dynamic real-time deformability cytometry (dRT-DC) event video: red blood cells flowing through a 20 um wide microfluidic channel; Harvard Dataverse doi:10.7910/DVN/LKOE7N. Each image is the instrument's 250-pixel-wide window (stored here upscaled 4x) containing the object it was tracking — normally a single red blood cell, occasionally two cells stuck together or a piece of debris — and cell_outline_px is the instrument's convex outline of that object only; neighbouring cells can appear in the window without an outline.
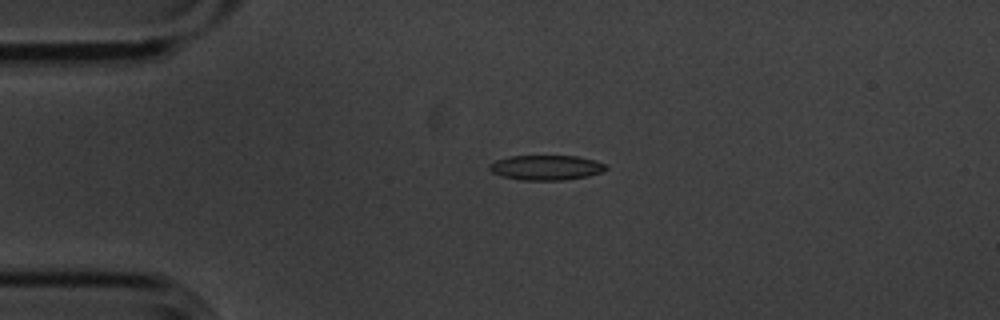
{"species": "common noctule bat (a hibernating species)", "species_latin": "Nyctalus noctula", "temperature_condition": "cold", "stored_images_in_passage": 2, "camera_frame_rate_fps": 3000, "um_per_image_px": 0.085, "animal": {"sex": "male", "body_mass_g": 20.1, "forearm_length_mm": 53.5}, "frame": {"image": 1, "passage_image": 1, "time_ms": 0.0, "image_size_px": [1000, 320], "cell_outline_px": [[608, 168], [604, 172], [588, 176], [564, 180], [520, 180], [500, 176], [492, 172], [488, 168], [488, 164], [496, 160], [508, 156], [576, 156], [596, 160], [604, 164]], "centroid_in_image_um": [46.41, 14.25], "position_along_channel_um": 38.6, "area_um2": 17.11}}